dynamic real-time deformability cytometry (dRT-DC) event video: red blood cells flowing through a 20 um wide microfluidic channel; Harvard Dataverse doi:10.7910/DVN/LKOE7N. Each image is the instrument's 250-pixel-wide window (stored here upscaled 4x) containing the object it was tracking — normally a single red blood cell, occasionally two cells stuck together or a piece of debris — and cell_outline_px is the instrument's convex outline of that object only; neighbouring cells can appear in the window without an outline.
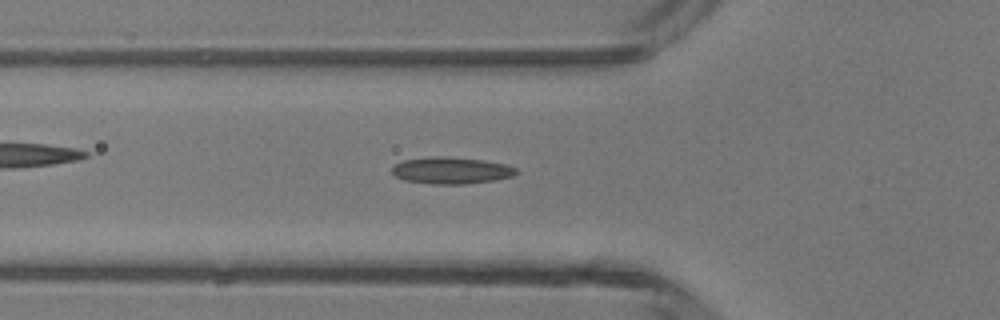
{"species": "common noctule bat (a hibernating species)", "species_latin": "Nyctalus noctula", "temperature_condition": "room temperature", "stored_images_in_passage": 42, "camera_frame_rate_fps": 3000, "um_per_image_px": 0.085, "animal": {"sex": "male", "body_mass_g": 13.3}, "frame": {"image": 1, "passage_image": 16, "time_ms": 5.0, "image_size_px": [1000, 320], "cell_outline_px": [[520, 172], [512, 176], [496, 180], [464, 184], [432, 184], [404, 180], [396, 176], [392, 172], [392, 164], [404, 160], [436, 156], [448, 156], [484, 160], [508, 164], [516, 168]], "centroid_in_image_um": [38.38, 14.48], "position_along_channel_um": 87.4, "area_um2": 19.59}}
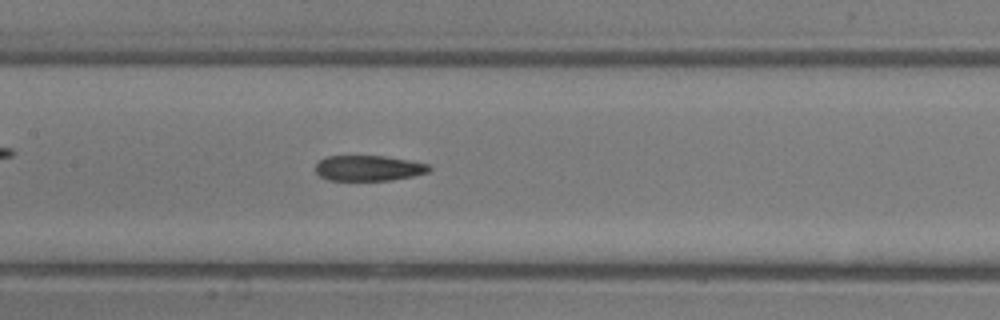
{"frame": {"image": 2, "passage_image": 22, "time_ms": 7.0, "image_size_px": [1000, 320], "cell_outline_px": [[432, 168], [428, 172], [412, 176], [392, 180], [328, 180], [320, 176], [316, 172], [316, 164], [324, 156], [384, 156], [408, 160], [428, 164]], "centroid_in_image_um": [31.32, 14.29], "position_along_channel_um": 176.1, "area_um2": 16.82}}
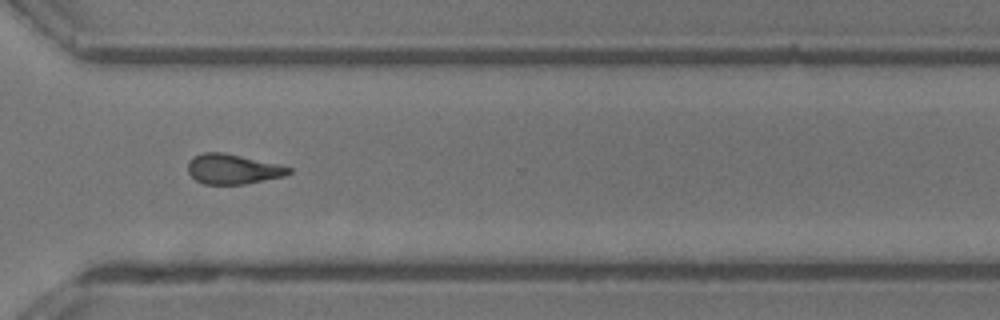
{"frame": {"image": 3, "passage_image": 34, "time_ms": 11.0, "image_size_px": [1000, 320], "cell_outline_px": [[292, 172], [284, 176], [244, 184], [204, 184], [196, 180], [188, 172], [188, 160], [192, 156], [204, 152], [224, 152], [276, 164], [292, 168]], "centroid_in_image_um": [19.75, 14.36], "position_along_channel_um": 350.8, "area_um2": 17.51}}